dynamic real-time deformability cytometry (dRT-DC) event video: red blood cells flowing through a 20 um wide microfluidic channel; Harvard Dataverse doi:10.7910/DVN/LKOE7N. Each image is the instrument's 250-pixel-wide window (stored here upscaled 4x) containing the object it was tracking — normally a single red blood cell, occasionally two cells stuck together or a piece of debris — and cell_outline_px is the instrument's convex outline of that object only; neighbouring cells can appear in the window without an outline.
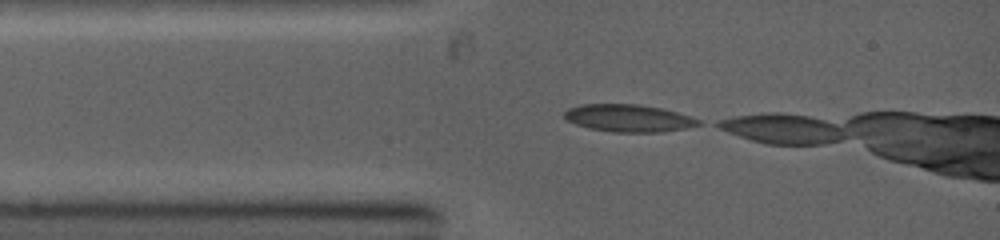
{"species": "common noctule bat (a hibernating species)", "species_latin": "Nyctalus noctula", "temperature_condition": "warm", "stored_images_in_passage": 3, "camera_frame_rate_fps": 5000, "um_per_image_px": 0.085, "animal": {"sex": "female", "body_mass_g": 19.0, "forearm_length_mm": 53.3}, "frame": {"image": 1, "passage_image": 1, "time_ms": 0.0, "image_size_px": [1000, 240], "cell_outline_px": [[704, 124], [688, 128], [664, 132], [612, 132], [588, 128], [576, 124], [568, 120], [564, 116], [564, 112], [568, 108], [580, 104], [640, 104], [664, 108], [692, 116], [700, 120]], "centroid_in_image_um": [53.5, 10.04], "position_along_channel_um": 31.5, "area_um2": 21.79}}